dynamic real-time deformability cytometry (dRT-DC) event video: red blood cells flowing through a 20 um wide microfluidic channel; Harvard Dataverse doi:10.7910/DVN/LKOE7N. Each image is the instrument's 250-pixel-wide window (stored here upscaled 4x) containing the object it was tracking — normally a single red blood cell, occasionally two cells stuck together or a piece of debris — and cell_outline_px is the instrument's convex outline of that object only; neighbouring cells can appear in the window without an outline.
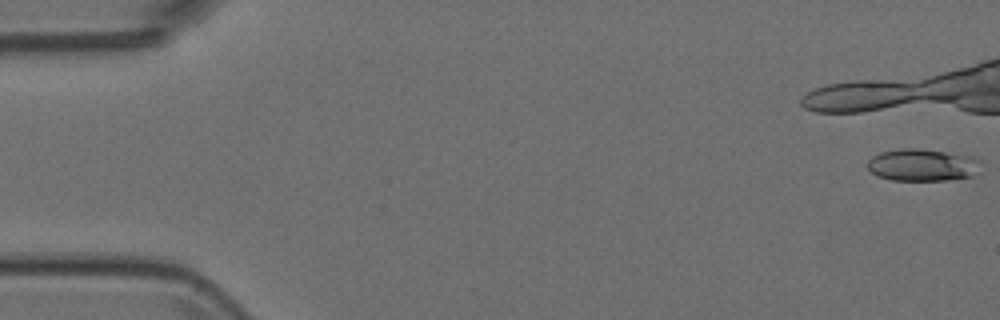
{"species": "Egyptian fruit bat (a non-hibernating species)", "species_latin": "Rousettus aegyptiacus", "temperature_condition": "room temperature", "stored_images_in_passage": 15, "camera_frame_rate_fps": 3000, "um_per_image_px": 0.085, "animal": {"sex": "female"}, "frame": {"image": 1, "passage_image": 1, "time_ms": 0.0, "image_size_px": [1000, 320], "cell_outline_px": [[980, 160], [972, 176], [948, 180], [892, 180], [876, 176], [864, 164], [872, 156], [880, 152], [904, 148], [916, 148], [976, 156]], "centroid_in_image_um": [78.34, 14.02], "position_along_channel_um": 6.7, "area_um2": 21.27}}